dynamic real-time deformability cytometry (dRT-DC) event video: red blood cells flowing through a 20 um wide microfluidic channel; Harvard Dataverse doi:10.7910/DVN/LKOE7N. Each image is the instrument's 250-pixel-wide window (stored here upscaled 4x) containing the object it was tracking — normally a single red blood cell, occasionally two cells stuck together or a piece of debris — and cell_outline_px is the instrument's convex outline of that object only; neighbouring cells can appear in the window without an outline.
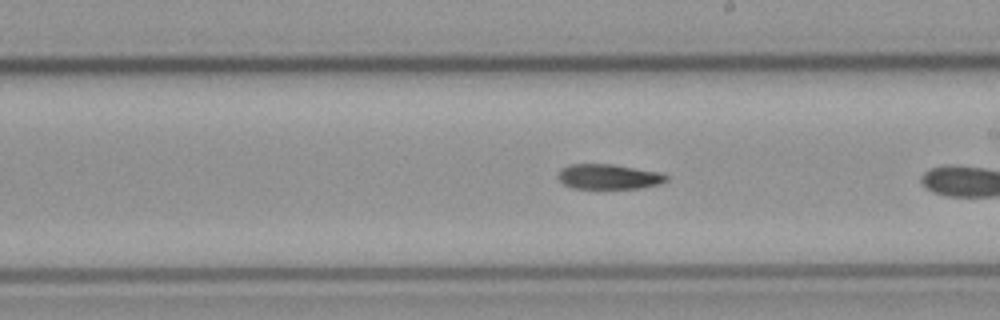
{"species": "common noctule bat (a hibernating species)", "species_latin": "Nyctalus noctula", "temperature_condition": "cold", "stored_images_in_passage": 29, "camera_frame_rate_fps": 3000, "um_per_image_px": 0.085, "animal": {"sex": "male", "body_mass_g": 23.1, "forearm_length_mm": 52.7}, "frame": {"image": 1, "passage_image": 17, "time_ms": 5.333, "image_size_px": [1000, 320], "cell_outline_px": [[668, 180], [660, 184], [640, 188], [572, 188], [564, 184], [556, 176], [560, 168], [568, 164], [612, 164], [660, 172], [668, 176]], "centroid_in_image_um": [51.72, 15.01], "position_along_channel_um": 237.3, "area_um2": 15.9}}